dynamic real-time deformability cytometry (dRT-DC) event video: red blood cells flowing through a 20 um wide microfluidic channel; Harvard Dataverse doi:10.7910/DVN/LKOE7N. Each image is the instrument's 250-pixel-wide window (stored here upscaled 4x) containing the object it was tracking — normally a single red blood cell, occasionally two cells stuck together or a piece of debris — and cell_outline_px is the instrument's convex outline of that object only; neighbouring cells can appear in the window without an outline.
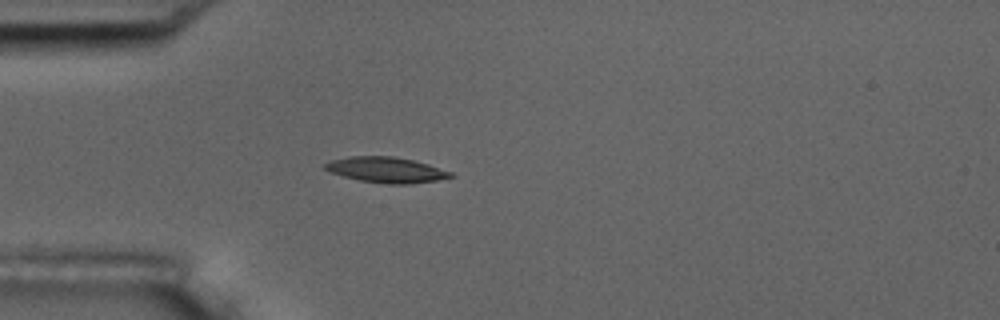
{"species": "common noctule bat (a hibernating species)", "species_latin": "Nyctalus noctula", "temperature_condition": "room temperature", "stored_images_in_passage": 41, "camera_frame_rate_fps": 3000, "um_per_image_px": 0.085, "animal": {"sex": "male", "body_mass_g": 17.5, "forearm_length_mm": 52.3}, "frame": {"image": 1, "passage_image": 1, "time_ms": 0.0, "image_size_px": [1000, 320], "cell_outline_px": [[456, 176], [436, 180], [408, 184], [388, 184], [360, 180], [344, 176], [332, 172], [324, 168], [324, 164], [332, 160], [348, 156], [392, 156], [412, 160], [428, 164], [452, 172]], "centroid_in_image_um": [32.85, 14.43], "position_along_channel_um": 52.2, "area_um2": 18.5}}
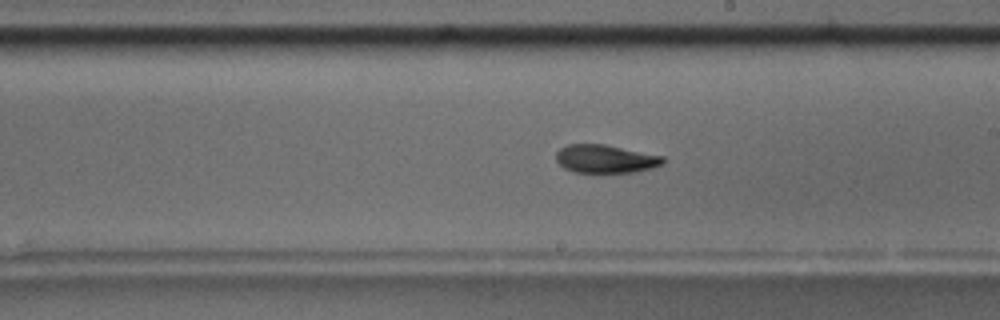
{"frame": {"image": 2, "passage_image": 17, "time_ms": 5.333, "image_size_px": [1000, 320], "cell_outline_px": [[664, 164], [652, 168], [636, 172], [572, 172], [564, 168], [556, 160], [556, 152], [560, 148], [568, 144], [604, 144], [664, 156]], "centroid_in_image_um": [51.47, 13.5], "position_along_channel_um": 237.5, "area_um2": 17.63}}
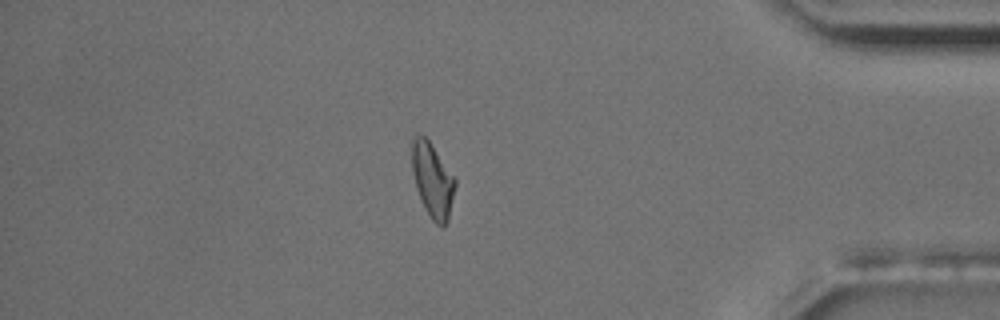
{"frame": {"image": 3, "passage_image": 33, "time_ms": 10.667, "image_size_px": [1000, 320], "cell_outline_px": [[456, 184], [448, 220], [444, 228], [436, 224], [432, 220], [416, 188], [412, 172], [412, 136], [424, 136], [428, 140], [456, 180]], "centroid_in_image_um": [36.76, 15.33], "position_along_channel_um": 398.4, "area_um2": 18.26}, "authors_computed_cell_mechanics": {"area_um2": 18.0914, "velocity_mm_per_s": 3.6574, "shape_relaxation_time_tau1_ms": 5.7079, "shape_relaxation_time_tau2_ms": 5.6732, "deformation_change_tau1": 0.1615, "deformation_change_tau2": 0.1217}}